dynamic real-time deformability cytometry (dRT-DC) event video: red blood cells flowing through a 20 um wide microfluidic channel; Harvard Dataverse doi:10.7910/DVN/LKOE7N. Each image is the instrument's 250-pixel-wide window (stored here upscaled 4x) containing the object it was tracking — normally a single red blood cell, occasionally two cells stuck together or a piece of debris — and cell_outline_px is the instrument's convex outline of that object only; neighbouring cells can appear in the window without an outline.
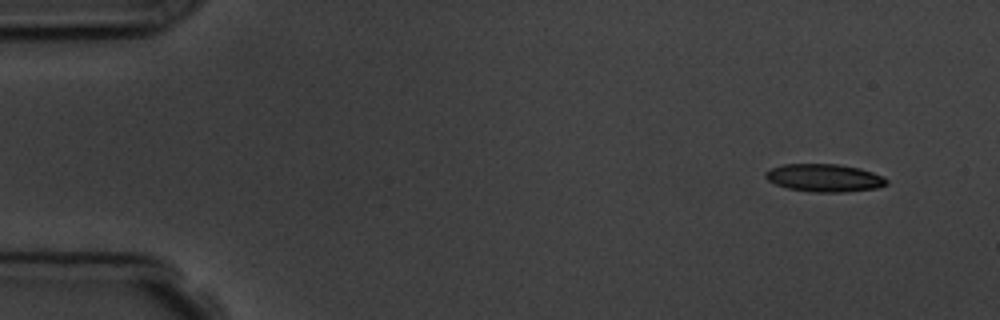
{"species": "common noctule bat (a hibernating species)", "species_latin": "Nyctalus noctula", "temperature_condition": "room temperature", "stored_images_in_passage": 4, "segment_of_instrument_passage": [1, 2], "camera_frame_rate_fps": 3000, "um_per_image_px": 0.085, "animal": {"sex": "male", "body_mass_g": 19.5, "forearm_length_mm": 54.6}, "frame": {"image": 1, "passage_image": 1, "time_ms": 0.0, "image_size_px": [1000, 320], "cell_outline_px": [[888, 184], [876, 188], [844, 192], [816, 192], [788, 188], [776, 184], [768, 180], [764, 176], [764, 172], [772, 168], [784, 164], [840, 164], [860, 168], [884, 176], [888, 180]], "centroid_in_image_um": [70.09, 15.11], "position_along_channel_um": 14.9, "area_um2": 19.59}}